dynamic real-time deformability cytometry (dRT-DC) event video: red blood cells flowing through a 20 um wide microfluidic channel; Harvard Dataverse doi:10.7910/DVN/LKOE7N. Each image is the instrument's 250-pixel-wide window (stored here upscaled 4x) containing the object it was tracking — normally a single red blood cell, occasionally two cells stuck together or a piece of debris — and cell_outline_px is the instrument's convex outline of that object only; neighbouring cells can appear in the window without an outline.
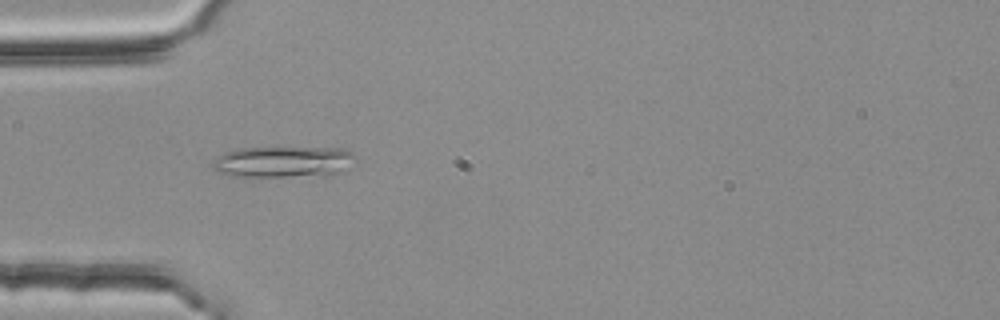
{"species": "common noctule bat (a hibernating species)", "species_latin": "Nyctalus noctula", "temperature_condition": "room temperature", "stored_images_in_passage": 5, "camera_frame_rate_fps": 3000, "um_per_image_px": 0.085, "animal": {"sex": "female", "body_mass_g": 25.1}, "frame": {"image": 1, "passage_image": 4, "time_ms": 1.0, "image_size_px": [1000, 320], "cell_outline_px": [[356, 156], [340, 172], [332, 176], [232, 176], [216, 172], [212, 168], [212, 160], [216, 156], [224, 152], [236, 148], [340, 148], [352, 152]], "centroid_in_image_um": [24.0, 13.76], "position_along_channel_um": 61.0, "area_um2": 26.07}}